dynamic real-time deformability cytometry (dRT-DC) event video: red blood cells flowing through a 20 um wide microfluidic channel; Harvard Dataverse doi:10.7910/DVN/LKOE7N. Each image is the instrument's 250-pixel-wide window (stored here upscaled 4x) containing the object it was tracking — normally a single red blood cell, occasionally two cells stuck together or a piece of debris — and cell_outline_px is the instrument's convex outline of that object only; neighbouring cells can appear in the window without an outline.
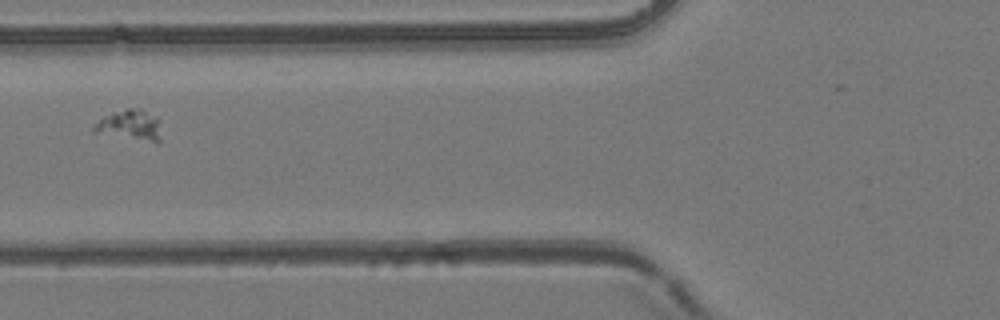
{"species": "common noctule bat (a hibernating species)", "species_latin": "Nyctalus noctula", "temperature_condition": "room temperature", "stored_images_in_passage": 3, "camera_frame_rate_fps": 3000, "um_per_image_px": 0.085, "animal": {"sex": "female", "body_mass_g": 24.6, "forearm_length_mm": 56.2}, "frame": {"image": 1, "passage_image": 3, "time_ms": 0.667, "image_size_px": [1000, 320], "cell_outline_px": [[160, 140], [152, 140], [92, 132], [92, 128], [104, 116], [128, 108], [140, 108], [156, 116]], "centroid_in_image_um": [11.01, 10.58], "position_along_channel_um": 114.8, "area_um2": 11.04}}